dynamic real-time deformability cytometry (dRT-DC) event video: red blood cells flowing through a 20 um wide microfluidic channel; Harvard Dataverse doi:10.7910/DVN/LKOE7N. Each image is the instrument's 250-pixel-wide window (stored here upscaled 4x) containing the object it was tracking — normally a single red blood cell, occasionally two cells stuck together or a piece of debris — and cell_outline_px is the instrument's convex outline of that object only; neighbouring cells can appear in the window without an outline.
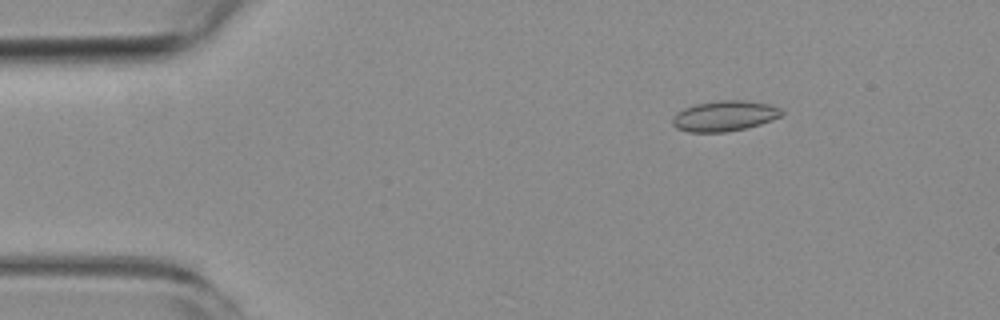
{"species": "common noctule bat (a hibernating species)", "species_latin": "Nyctalus noctula", "temperature_condition": "room temperature", "stored_images_in_passage": 22, "camera_frame_rate_fps": 3000, "um_per_image_px": 0.085, "animal": {"sex": "female", "body_mass_g": 19.3, "forearm_length_mm": 54.1}, "frame": {"image": 1, "passage_image": 8, "time_ms": 2.333, "image_size_px": [1000, 320], "cell_outline_px": [[784, 112], [780, 116], [772, 120], [760, 124], [744, 128], [724, 132], [688, 132], [676, 128], [672, 124], [672, 116], [684, 108], [696, 104], [720, 100], [740, 100], [768, 104], [780, 108]], "centroid_in_image_um": [61.55, 9.86], "position_along_channel_um": 23.4, "area_um2": 19.25}}
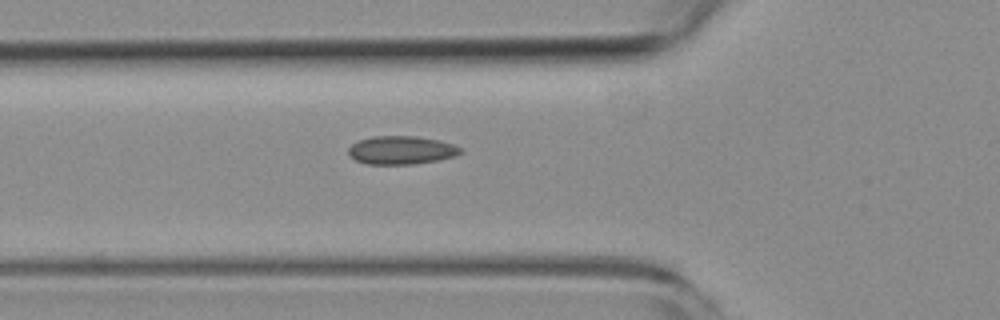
{"frame": {"image": 2, "passage_image": 19, "time_ms": 6.0, "image_size_px": [1000, 320], "cell_outline_px": [[464, 152], [456, 156], [440, 160], [416, 164], [368, 164], [356, 160], [348, 156], [348, 148], [352, 144], [360, 140], [372, 136], [416, 136], [440, 140], [452, 144], [460, 148]], "centroid_in_image_um": [34.13, 12.77], "position_along_channel_um": 91.7, "area_um2": 18.67}}
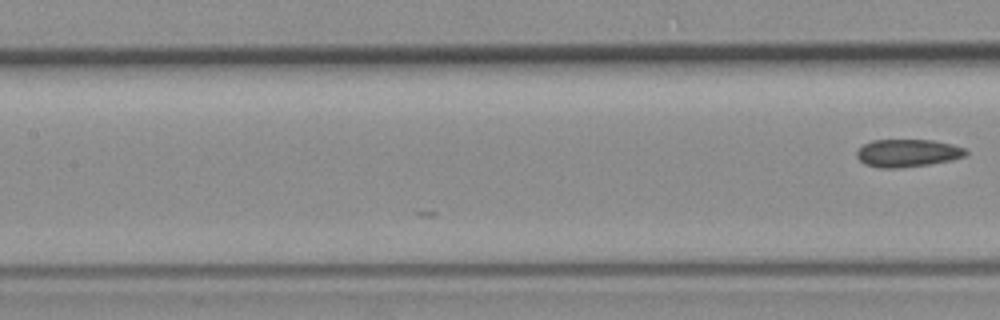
{"frame": {"image": 3, "passage_image": 22, "time_ms": 7.0, "image_size_px": [1000, 320], "cell_outline_px": [[968, 152], [964, 156], [952, 160], [928, 164], [900, 168], [880, 168], [864, 164], [856, 156], [856, 152], [864, 144], [872, 140], [932, 140], [952, 144], [964, 148]], "centroid_in_image_um": [77.13, 13.01], "position_along_channel_um": 130.3, "area_um2": 17.57}}